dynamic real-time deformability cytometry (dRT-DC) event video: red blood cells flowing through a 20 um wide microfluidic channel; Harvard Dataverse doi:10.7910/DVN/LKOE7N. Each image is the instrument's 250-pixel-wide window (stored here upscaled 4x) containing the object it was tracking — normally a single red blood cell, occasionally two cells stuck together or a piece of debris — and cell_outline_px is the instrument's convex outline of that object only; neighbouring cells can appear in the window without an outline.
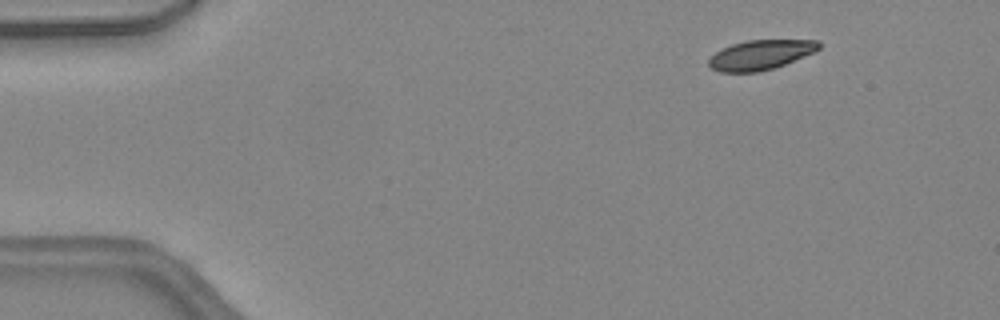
{"species": "common noctule bat (a hibernating species)", "species_latin": "Nyctalus noctula", "temperature_condition": "warm", "stored_images_in_passage": 41, "camera_frame_rate_fps": 3000, "um_per_image_px": 0.085, "animal": {"sex": "female", "body_mass_g": 24.6, "forearm_length_mm": 56.2}, "frame": {"image": 1, "passage_image": 1, "time_ms": 0.0, "image_size_px": [1000, 320], "cell_outline_px": [[820, 48], [816, 52], [784, 64], [760, 72], [720, 72], [712, 68], [708, 64], [708, 60], [716, 52], [732, 44], [748, 40], [820, 40]], "centroid_in_image_um": [64.68, 4.66], "position_along_channel_um": 20.3, "area_um2": 18.96}}
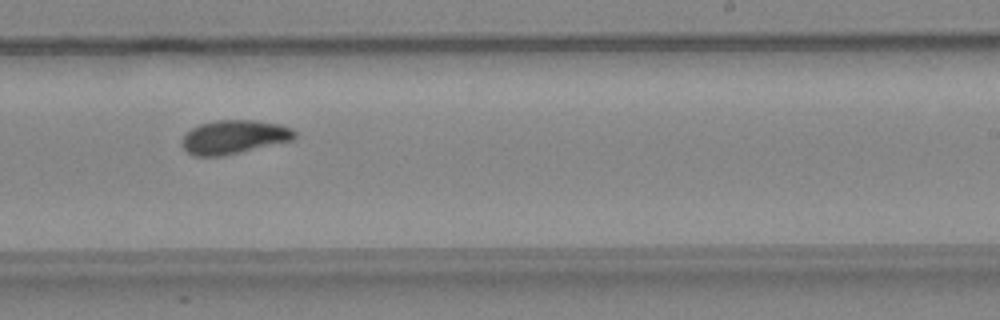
{"frame": {"image": 2, "passage_image": 24, "time_ms": 7.667, "image_size_px": [1000, 320], "cell_outline_px": [[296, 140], [224, 156], [192, 156], [180, 144], [180, 140], [192, 128], [200, 124], [216, 120], [252, 120], [280, 124], [292, 128], [296, 132]], "centroid_in_image_um": [19.92, 11.65], "position_along_channel_um": 269.1, "area_um2": 22.48}}
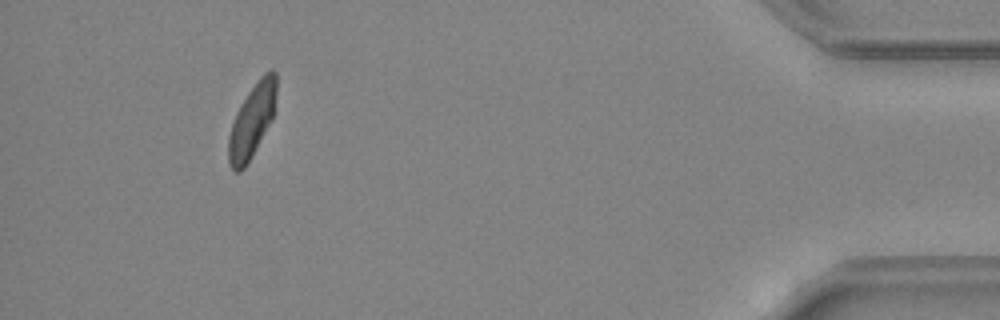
{"frame": {"image": 3, "passage_image": 38, "time_ms": 12.333, "image_size_px": [1000, 320], "cell_outline_px": [[276, 92], [272, 120], [248, 164], [240, 172], [236, 172], [228, 164], [228, 136], [236, 112], [240, 104], [256, 80], [264, 72], [272, 68], [276, 72]], "centroid_in_image_um": [21.41, 10.26], "position_along_channel_um": 413.8, "area_um2": 20.69}, "authors_computed_cell_mechanics": {"area_um2": 21.2704, "velocity_mm_per_s": 4.494, "shape_relaxation_time_tau1_ms": 3.6812, "shape_relaxation_time_tau2_ms": 7.639, "deformation_change_tau1": 0.1377, "deformation_change_tau2": 0.1462}}